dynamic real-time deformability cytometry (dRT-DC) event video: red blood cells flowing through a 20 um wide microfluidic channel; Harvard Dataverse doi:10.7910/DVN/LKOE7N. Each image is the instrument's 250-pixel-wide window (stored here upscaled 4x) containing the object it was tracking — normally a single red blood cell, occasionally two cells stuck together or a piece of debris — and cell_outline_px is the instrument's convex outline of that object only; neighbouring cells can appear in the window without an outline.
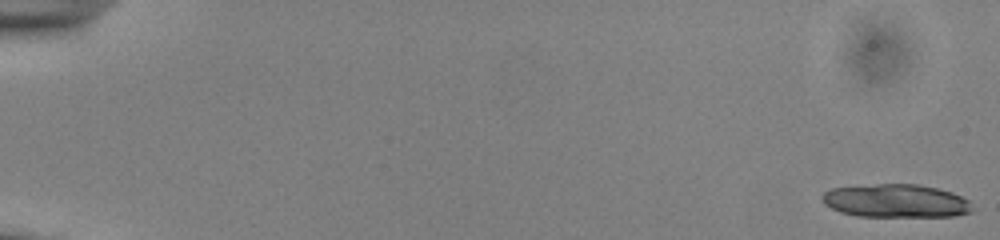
{"species": "common noctule bat (a hibernating species)", "species_latin": "Nyctalus noctula", "temperature_condition": "cold", "stored_images_in_passage": 13, "camera_frame_rate_fps": 3000, "um_per_image_px": 0.085, "animal": {"sex": "male", "body_mass_g": 13.0, "forearm_length_mm": 53.1}, "frame": {"image": 1, "passage_image": 1, "time_ms": 0.0, "image_size_px": [1000, 240], "cell_outline_px": [[972, 212], [956, 216], [856, 216], [840, 212], [824, 204], [820, 196], [824, 192], [832, 188], [876, 184], [920, 184], [952, 192], [968, 200], [972, 208]], "centroid_in_image_um": [76.14, 17.07], "position_along_channel_um": 8.9, "area_um2": 29.13}}